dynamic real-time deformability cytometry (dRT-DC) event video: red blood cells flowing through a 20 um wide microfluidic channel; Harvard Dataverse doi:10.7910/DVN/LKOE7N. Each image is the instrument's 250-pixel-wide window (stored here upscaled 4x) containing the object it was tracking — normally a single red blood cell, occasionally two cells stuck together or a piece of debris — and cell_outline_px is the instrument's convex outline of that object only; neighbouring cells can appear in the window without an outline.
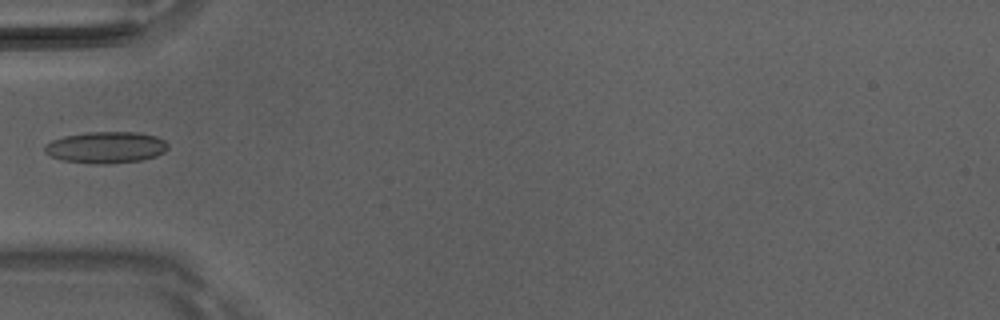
{"species": "Egyptian fruit bat (a non-hibernating species)", "species_latin": "Rousettus aegyptiacus", "temperature_condition": "room temperature", "stored_images_in_passage": 5, "camera_frame_rate_fps": 3000, "um_per_image_px": 0.085, "animal": {"sex": "male"}, "frame": {"image": 1, "passage_image": 5, "time_ms": 1.333, "image_size_px": [1000, 320], "cell_outline_px": [[168, 148], [164, 152], [156, 156], [140, 160], [108, 164], [92, 164], [64, 160], [52, 156], [44, 152], [44, 144], [52, 140], [64, 136], [88, 132], [140, 132], [156, 136], [164, 140], [168, 144]], "centroid_in_image_um": [9.01, 12.52], "position_along_channel_um": 76.0, "area_um2": 22.72}}